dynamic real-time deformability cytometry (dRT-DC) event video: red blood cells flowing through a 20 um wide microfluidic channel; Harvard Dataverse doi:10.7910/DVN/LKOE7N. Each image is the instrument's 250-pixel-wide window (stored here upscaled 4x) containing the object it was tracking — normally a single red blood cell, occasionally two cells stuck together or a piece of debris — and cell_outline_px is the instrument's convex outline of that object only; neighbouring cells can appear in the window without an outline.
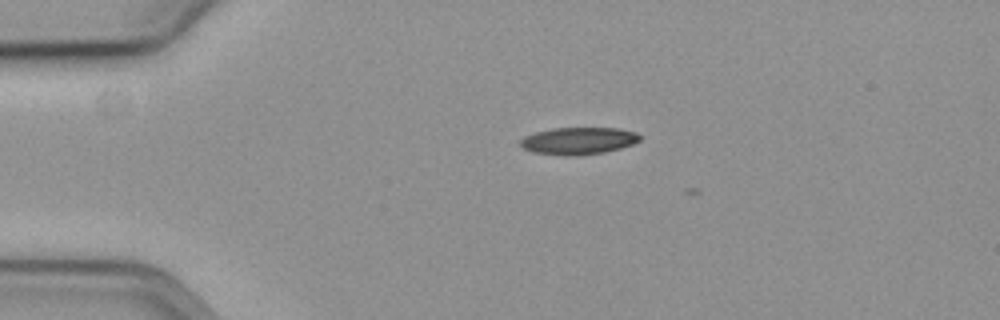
{"species": "common noctule bat (a hibernating species)", "species_latin": "Nyctalus noctula", "temperature_condition": "cold", "stored_images_in_passage": 6, "camera_frame_rate_fps": 3000, "um_per_image_px": 0.085, "animal": {"sex": "female", "body_mass_g": 19.3, "forearm_length_mm": 54.1}, "frame": {"image": 1, "passage_image": 1, "time_ms": 0.0, "image_size_px": [1000, 320], "cell_outline_px": [[640, 140], [632, 144], [620, 148], [604, 152], [576, 156], [564, 156], [532, 152], [524, 148], [520, 144], [520, 140], [524, 136], [536, 132], [552, 128], [620, 128], [636, 132], [640, 136]], "centroid_in_image_um": [49.16, 11.97], "position_along_channel_um": 35.8, "area_um2": 18.96}}